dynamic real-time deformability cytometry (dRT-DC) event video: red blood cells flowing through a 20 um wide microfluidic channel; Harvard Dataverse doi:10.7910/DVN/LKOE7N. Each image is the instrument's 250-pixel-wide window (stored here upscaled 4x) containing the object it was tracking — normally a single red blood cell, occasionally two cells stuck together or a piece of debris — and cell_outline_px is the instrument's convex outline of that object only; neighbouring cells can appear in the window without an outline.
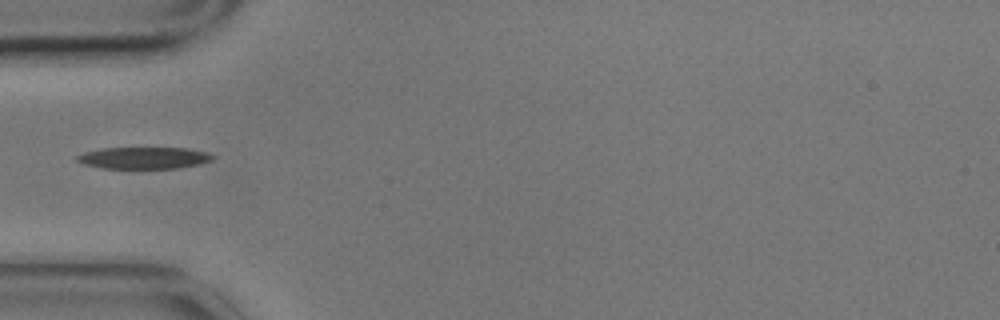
{"species": "common noctule bat (a hibernating species)", "species_latin": "Nyctalus noctula", "temperature_condition": "cold", "stored_images_in_passage": 9, "camera_frame_rate_fps": 3000, "um_per_image_px": 0.085, "animal": {"sex": "male", "body_mass_g": 17.9}, "frame": {"image": 1, "passage_image": 4, "time_ms": 1.0, "image_size_px": [1000, 320], "cell_outline_px": [[216, 156], [212, 160], [200, 164], [180, 168], [100, 168], [84, 164], [76, 160], [76, 156], [84, 152], [104, 148], [184, 148], [204, 152]], "centroid_in_image_um": [12.22, 13.43], "position_along_channel_um": 72.8, "area_um2": 17.11}}